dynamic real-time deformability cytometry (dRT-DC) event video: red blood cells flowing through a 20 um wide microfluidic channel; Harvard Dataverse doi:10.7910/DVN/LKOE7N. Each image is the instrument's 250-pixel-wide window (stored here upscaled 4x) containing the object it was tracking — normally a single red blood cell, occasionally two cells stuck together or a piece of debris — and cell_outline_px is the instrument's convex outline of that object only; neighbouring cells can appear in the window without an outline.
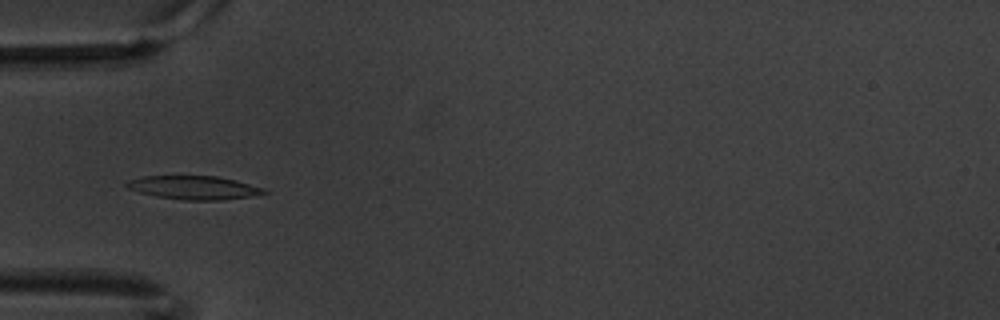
{"species": "common noctule bat (a hibernating species)", "species_latin": "Nyctalus noctula", "temperature_condition": "warm", "stored_images_in_passage": 8, "camera_frame_rate_fps": 3000, "um_per_image_px": 0.085, "animal": {"sex": "male", "body_mass_g": 20.1, "forearm_length_mm": 53.5}, "frame": {"image": 1, "passage_image": 5, "time_ms": 1.333, "image_size_px": [1000, 320], "cell_outline_px": [[268, 192], [252, 196], [220, 200], [184, 200], [156, 196], [140, 192], [128, 188], [124, 184], [128, 180], [140, 176], [216, 176], [236, 180], [264, 188]], "centroid_in_image_um": [16.47, 15.94], "position_along_channel_um": 68.5, "area_um2": 18.79}}
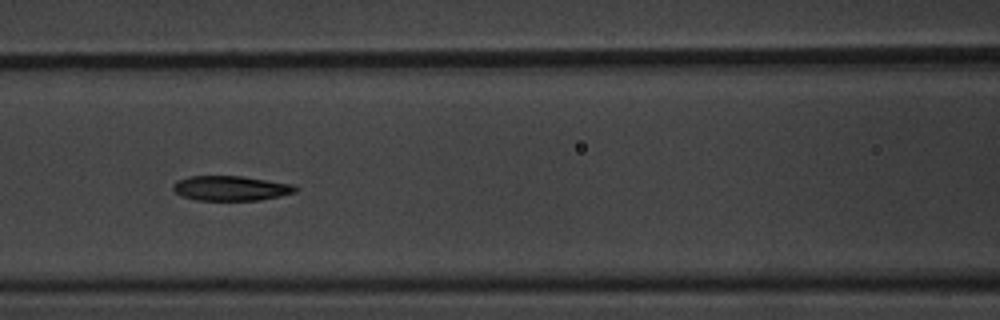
{"frame": {"image": 2, "passage_image": 7, "time_ms": 2.0, "image_size_px": [1000, 320], "cell_outline_px": [[300, 188], [296, 192], [280, 196], [260, 200], [196, 200], [184, 196], [176, 192], [172, 188], [172, 184], [176, 180], [188, 176], [240, 176], [292, 184]], "centroid_in_image_um": [19.62, 16.0], "position_along_channel_um": 147.0, "area_um2": 17.69}}
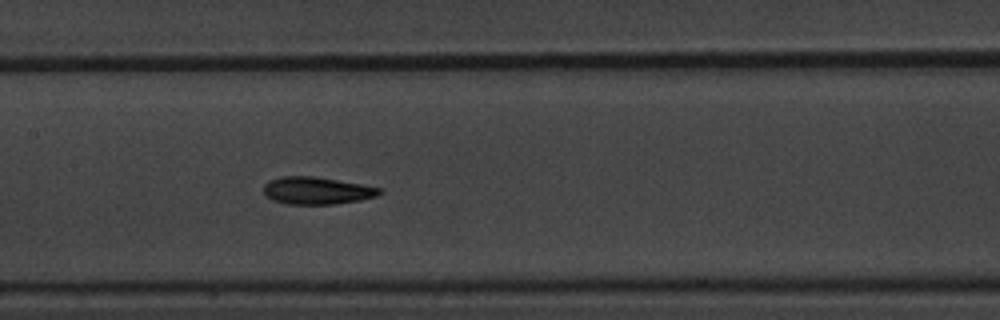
{"frame": {"image": 3, "passage_image": 8, "time_ms": 2.333, "image_size_px": [1000, 320], "cell_outline_px": [[384, 192], [376, 196], [360, 200], [336, 204], [288, 204], [272, 200], [264, 192], [264, 184], [268, 180], [280, 176], [316, 176], [384, 188]], "centroid_in_image_um": [26.96, 16.19], "position_along_channel_um": 180.4, "area_um2": 18.67}}